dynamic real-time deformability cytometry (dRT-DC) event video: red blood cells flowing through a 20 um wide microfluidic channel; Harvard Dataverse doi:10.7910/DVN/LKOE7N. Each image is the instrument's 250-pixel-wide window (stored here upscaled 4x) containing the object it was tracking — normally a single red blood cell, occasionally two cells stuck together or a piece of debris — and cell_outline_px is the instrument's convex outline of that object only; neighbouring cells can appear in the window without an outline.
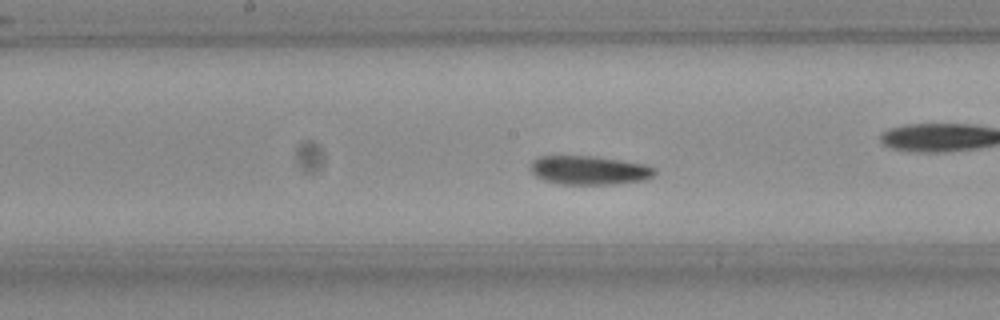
{"species": "Egyptian fruit bat (a non-hibernating species)", "species_latin": "Rousettus aegyptiacus", "temperature_condition": "room temperature", "stored_images_in_passage": 50, "camera_frame_rate_fps": 3000, "um_per_image_px": 0.085, "frame": {"image": 1, "passage_image": 22, "time_ms": 7.0, "image_size_px": [1000, 320], "cell_outline_px": [[656, 172], [652, 176], [644, 180], [612, 184], [560, 184], [544, 180], [536, 176], [532, 172], [532, 160], [540, 156], [592, 156], [648, 164], [656, 168]], "centroid_in_image_um": [50.11, 14.46], "position_along_channel_um": 198.1, "area_um2": 20.81}}